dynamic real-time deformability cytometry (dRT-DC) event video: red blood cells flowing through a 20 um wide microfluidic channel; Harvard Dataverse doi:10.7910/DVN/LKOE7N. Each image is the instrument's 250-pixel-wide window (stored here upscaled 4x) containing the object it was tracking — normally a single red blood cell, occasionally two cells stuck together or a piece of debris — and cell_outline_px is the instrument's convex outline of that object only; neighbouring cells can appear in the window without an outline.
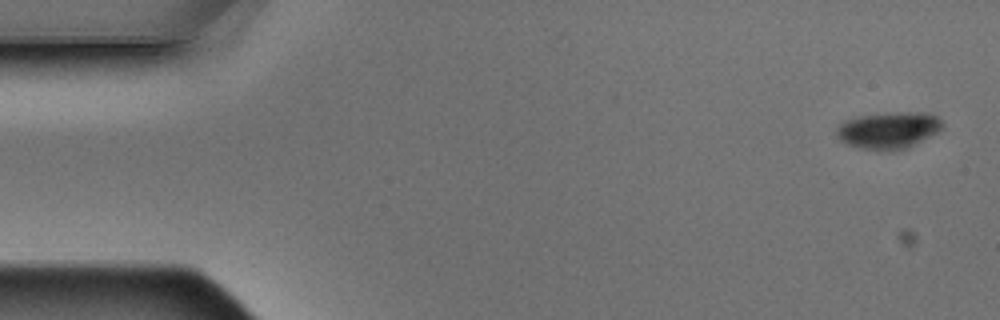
{"species": "Egyptian fruit bat (a non-hibernating species)", "species_latin": "Rousettus aegyptiacus", "temperature_condition": "warm", "stored_images_in_passage": 4, "camera_frame_rate_fps": 3000, "um_per_image_px": 0.085, "animal": {"sex": "male"}, "frame": {"image": 1, "passage_image": 1, "time_ms": 0.0, "image_size_px": [1000, 320], "cell_outline_px": [[944, 128], [908, 148], [860, 148], [848, 144], [840, 140], [836, 136], [836, 128], [844, 120], [860, 116], [896, 112], [928, 112], [936, 116], [944, 124]], "centroid_in_image_um": [75.54, 11.03], "position_along_channel_um": 9.5, "area_um2": 22.2}}